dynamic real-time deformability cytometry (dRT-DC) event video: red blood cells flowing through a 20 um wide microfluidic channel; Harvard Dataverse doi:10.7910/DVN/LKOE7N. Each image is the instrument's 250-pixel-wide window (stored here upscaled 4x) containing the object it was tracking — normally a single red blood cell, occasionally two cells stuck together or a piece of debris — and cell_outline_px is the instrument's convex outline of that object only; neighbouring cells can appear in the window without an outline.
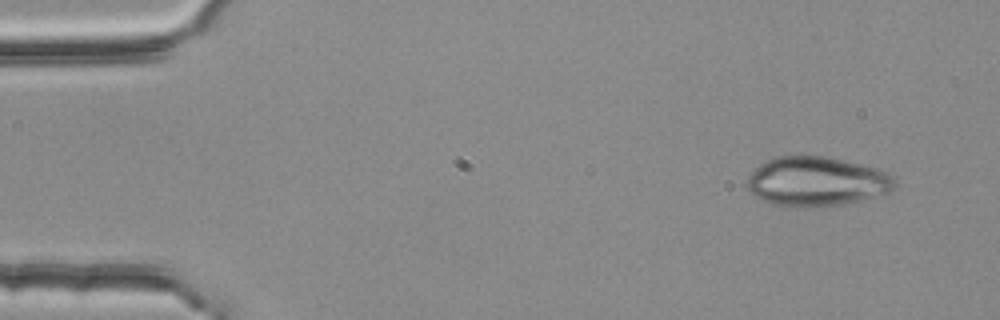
{"species": "common noctule bat (a hibernating species)", "species_latin": "Nyctalus noctula", "temperature_condition": "room temperature", "stored_images_in_passage": 3, "camera_frame_rate_fps": 3000, "um_per_image_px": 0.085, "animal": {"sex": "female", "body_mass_g": 25.1}, "frame": {"image": 1, "passage_image": 1, "time_ms": 0.0, "image_size_px": [1000, 320], "cell_outline_px": [[896, 184], [888, 192], [860, 200], [840, 204], [776, 204], [764, 200], [748, 192], [748, 176], [760, 164], [768, 160], [780, 156], [824, 156], [860, 164], [876, 168], [892, 176]], "centroid_in_image_um": [69.4, 15.38], "position_along_channel_um": 15.6, "area_um2": 40.92}}